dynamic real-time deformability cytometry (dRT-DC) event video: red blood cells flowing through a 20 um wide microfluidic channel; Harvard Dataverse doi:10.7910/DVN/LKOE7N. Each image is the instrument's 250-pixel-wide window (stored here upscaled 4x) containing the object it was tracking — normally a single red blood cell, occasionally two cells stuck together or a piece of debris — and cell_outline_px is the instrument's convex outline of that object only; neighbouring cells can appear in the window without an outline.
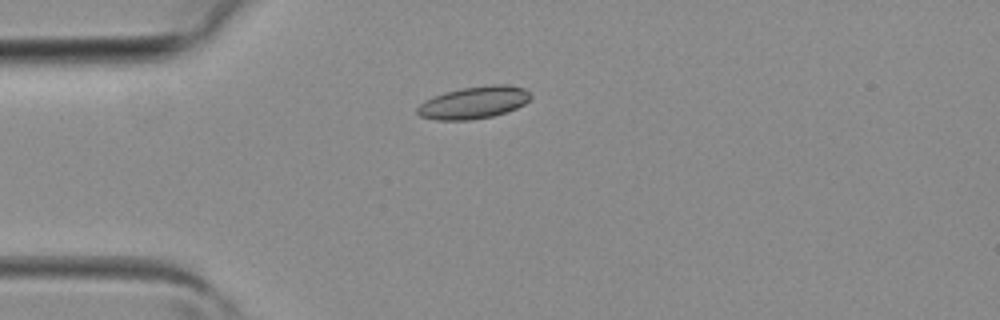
{"species": "common noctule bat (a hibernating species)", "species_latin": "Nyctalus noctula", "temperature_condition": "room temperature", "stored_images_in_passage": 3, "camera_frame_rate_fps": 3000, "um_per_image_px": 0.085, "animal": {"sex": "female", "body_mass_g": 19.3, "forearm_length_mm": 54.1}, "frame": {"image": 1, "passage_image": 2, "time_ms": 0.333, "image_size_px": [1000, 320], "cell_outline_px": [[532, 96], [524, 104], [516, 108], [492, 116], [468, 120], [436, 120], [420, 116], [416, 112], [416, 108], [424, 100], [444, 92], [460, 88], [492, 84], [508, 84], [524, 88]], "centroid_in_image_um": [40.25, 8.7], "position_along_channel_um": 44.8, "area_um2": 21.33}}
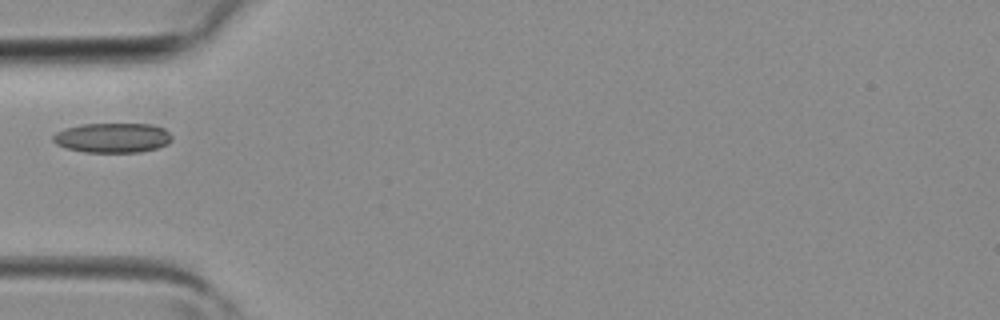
{"frame": {"image": 2, "passage_image": 3, "time_ms": 0.667, "image_size_px": [1000, 320], "cell_outline_px": [[172, 140], [168, 144], [156, 148], [140, 152], [84, 152], [68, 148], [56, 144], [52, 140], [52, 136], [56, 132], [64, 128], [80, 124], [152, 124], [164, 128], [172, 136]], "centroid_in_image_um": [9.56, 11.7], "position_along_channel_um": 75.4, "area_um2": 20.69}}